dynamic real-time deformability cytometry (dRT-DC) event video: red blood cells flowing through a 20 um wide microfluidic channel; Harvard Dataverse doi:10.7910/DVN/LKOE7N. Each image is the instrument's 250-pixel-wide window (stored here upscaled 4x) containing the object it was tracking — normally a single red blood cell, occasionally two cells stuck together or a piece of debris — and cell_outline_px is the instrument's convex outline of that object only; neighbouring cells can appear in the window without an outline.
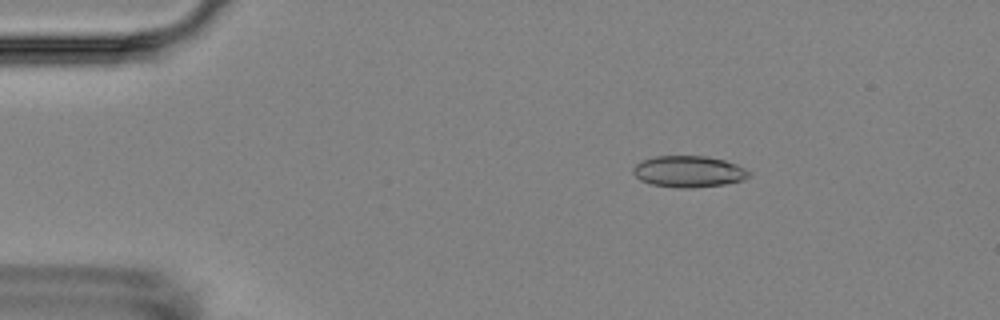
{"species": "Egyptian fruit bat (a non-hibernating species)", "species_latin": "Rousettus aegyptiacus", "temperature_condition": "room temperature", "stored_images_in_passage": 5, "camera_frame_rate_fps": 3000, "um_per_image_px": 0.085, "animal": {"sex": "female"}, "frame": {"image": 1, "passage_image": 3, "time_ms": 2.333, "image_size_px": [1000, 320], "cell_outline_px": [[752, 172], [744, 180], [724, 184], [692, 188], [676, 188], [652, 184], [640, 180], [632, 172], [632, 168], [636, 164], [644, 160], [656, 156], [708, 156], [724, 160], [736, 164]], "centroid_in_image_um": [58.54, 14.58], "position_along_channel_um": 26.5, "area_um2": 21.21}}